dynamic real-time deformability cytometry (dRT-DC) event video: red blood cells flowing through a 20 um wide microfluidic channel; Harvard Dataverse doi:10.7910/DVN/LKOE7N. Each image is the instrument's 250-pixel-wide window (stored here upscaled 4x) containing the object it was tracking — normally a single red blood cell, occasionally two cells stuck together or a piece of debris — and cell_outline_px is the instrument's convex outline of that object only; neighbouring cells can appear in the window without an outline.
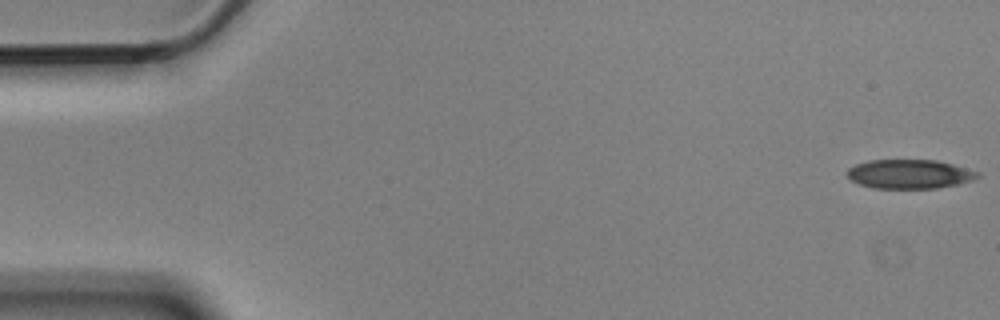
{"species": "Egyptian fruit bat (a non-hibernating species)", "species_latin": "Rousettus aegyptiacus", "temperature_condition": "cold", "stored_images_in_passage": 15, "camera_frame_rate_fps": 3000, "um_per_image_px": 0.085, "animal": {"sex": "male"}, "frame": {"image": 1, "passage_image": 1, "time_ms": 0.0, "image_size_px": [1000, 320], "cell_outline_px": [[980, 176], [972, 180], [960, 184], [936, 188], [872, 188], [848, 180], [848, 168], [856, 164], [868, 160], [936, 160], [952, 164], [980, 172]], "centroid_in_image_um": [77.3, 14.8], "position_along_channel_um": 7.7, "area_um2": 22.2}}
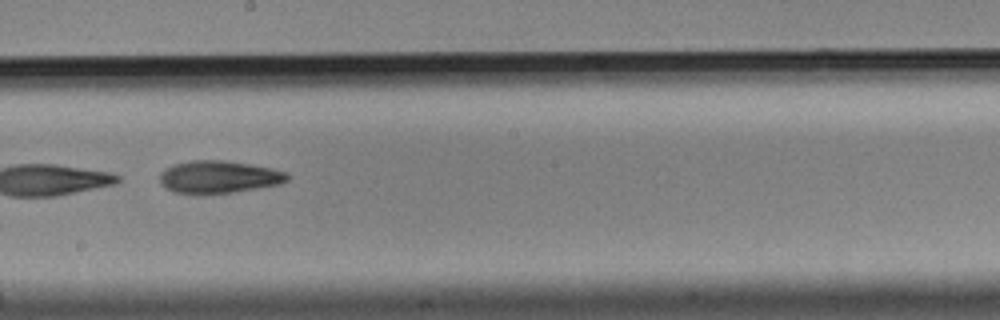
{"frame": {"image": 2, "passage_image": 10, "time_ms": 3.0, "image_size_px": [1000, 320], "cell_outline_px": [[288, 180], [280, 184], [232, 192], [200, 196], [196, 196], [172, 192], [164, 188], [160, 184], [160, 172], [164, 168], [172, 164], [188, 160], [224, 160], [272, 168], [288, 172]], "centroid_in_image_um": [18.51, 15.06], "position_along_channel_um": 229.7, "area_um2": 24.85}}
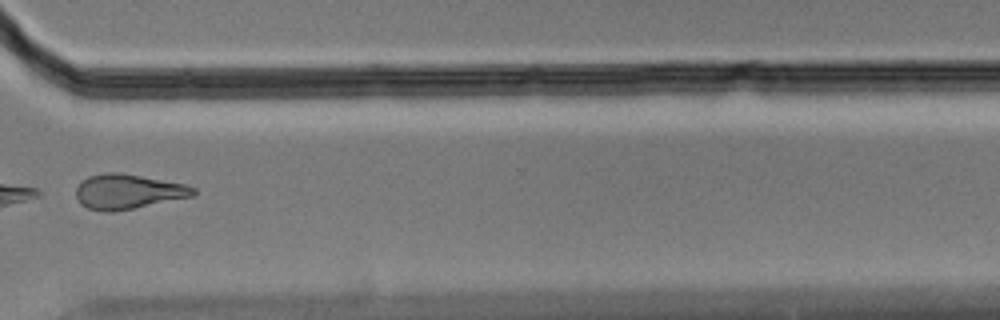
{"frame": {"image": 3, "passage_image": 13, "time_ms": 4.0, "image_size_px": [1000, 320], "cell_outline_px": [[196, 192], [192, 196], [112, 212], [104, 212], [88, 208], [80, 204], [76, 200], [76, 188], [88, 176], [108, 172], [120, 172], [184, 184], [196, 188]], "centroid_in_image_um": [10.83, 16.28], "position_along_channel_um": 359.8, "area_um2": 23.52}}